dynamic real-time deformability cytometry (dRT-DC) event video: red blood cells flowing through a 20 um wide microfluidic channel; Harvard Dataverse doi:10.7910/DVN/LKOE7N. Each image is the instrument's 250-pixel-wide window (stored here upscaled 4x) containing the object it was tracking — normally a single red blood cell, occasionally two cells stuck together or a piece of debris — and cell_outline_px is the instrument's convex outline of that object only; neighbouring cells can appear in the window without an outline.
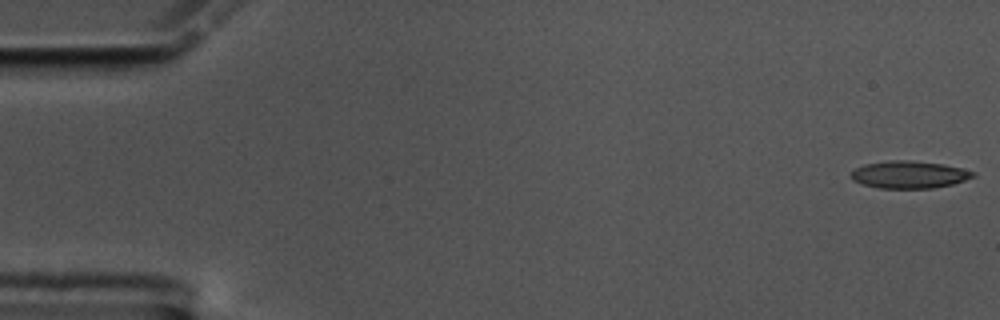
{"species": "common noctule bat (a hibernating species)", "species_latin": "Nyctalus noctula", "temperature_condition": "cold", "stored_images_in_passage": 56, "camera_frame_rate_fps": 3000, "um_per_image_px": 0.085, "animal": {"sex": "male", "body_mass_g": 17.5, "forearm_length_mm": 52.3}, "frame": {"image": 1, "passage_image": 1, "time_ms": 0.0, "image_size_px": [1000, 320], "cell_outline_px": [[976, 176], [952, 184], [932, 188], [876, 188], [852, 180], [848, 176], [856, 168], [864, 164], [888, 160], [912, 160], [944, 164], [976, 172]], "centroid_in_image_um": [77.26, 14.83], "position_along_channel_um": 7.7, "area_um2": 19.54}}
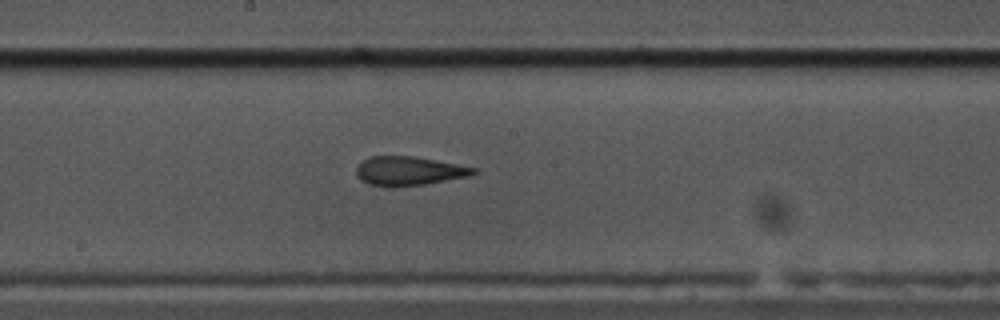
{"frame": {"image": 2, "passage_image": 30, "time_ms": 9.667, "image_size_px": [1000, 320], "cell_outline_px": [[480, 168], [472, 176], [424, 184], [392, 188], [368, 184], [360, 180], [356, 176], [356, 168], [364, 160], [372, 156], [412, 156]], "centroid_in_image_um": [34.77, 14.55], "position_along_channel_um": 213.4, "area_um2": 20.0}}
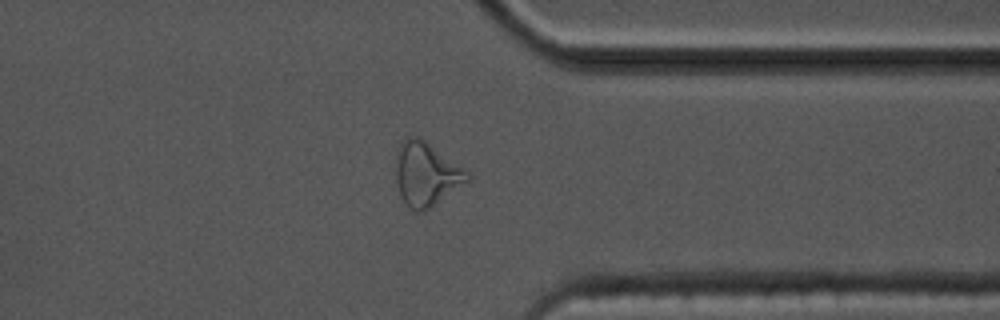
{"frame": {"image": 3, "passage_image": 44, "time_ms": 14.333, "image_size_px": [1000, 320], "cell_outline_px": [[472, 176], [468, 180], [424, 212], [416, 212], [408, 208], [400, 192], [396, 180], [396, 168], [400, 144], [404, 136], [416, 136], [424, 140], [464, 168]], "centroid_in_image_um": [36.22, 14.8], "position_along_channel_um": 375.2, "area_um2": 26.01}, "authors_computed_cell_mechanics": {"area_um2": 20.1722, "velocity_mm_per_s": 3.5487, "shape_relaxation_time_tau1_ms": null, "shape_relaxation_time_tau2_ms": 1.5449, "deformation_change_tau1": null, "deformation_change_tau2": 0.0987}}